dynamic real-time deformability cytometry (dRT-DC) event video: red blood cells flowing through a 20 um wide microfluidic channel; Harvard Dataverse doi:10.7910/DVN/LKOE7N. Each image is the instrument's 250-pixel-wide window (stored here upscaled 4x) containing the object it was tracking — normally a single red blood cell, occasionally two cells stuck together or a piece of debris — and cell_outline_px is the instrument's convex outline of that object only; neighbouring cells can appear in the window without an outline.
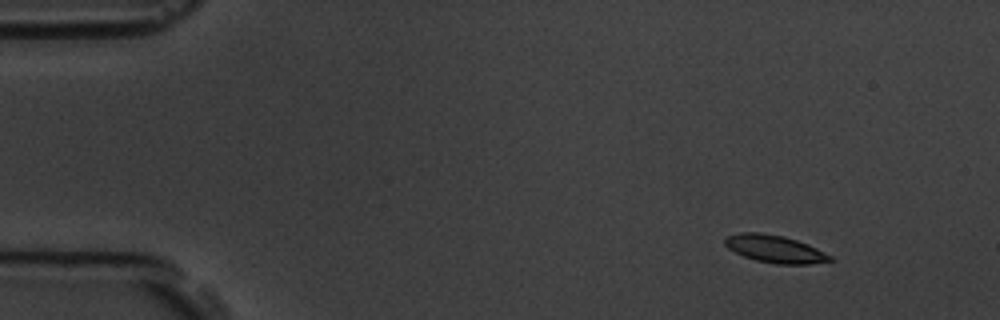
{"species": "common noctule bat (a hibernating species)", "species_latin": "Nyctalus noctula", "temperature_condition": "room temperature", "stored_images_in_passage": 5, "camera_frame_rate_fps": 3000, "um_per_image_px": 0.085, "animal": {"sex": "male", "body_mass_g": 19.5, "forearm_length_mm": 54.6}, "frame": {"image": 1, "passage_image": 1, "time_ms": 0.0, "image_size_px": [1000, 320], "cell_outline_px": [[832, 260], [808, 264], [776, 264], [756, 260], [744, 256], [728, 248], [724, 244], [724, 236], [740, 232], [760, 232], [784, 236], [808, 244], [832, 256]], "centroid_in_image_um": [65.82, 21.14], "position_along_channel_um": 19.2, "area_um2": 16.82}}
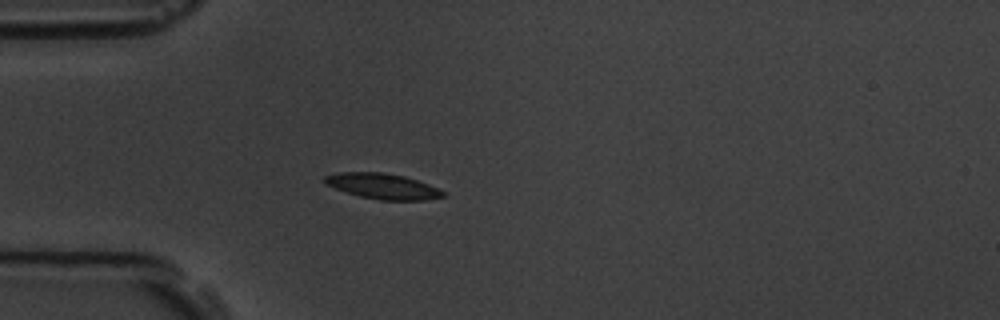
{"frame": {"image": 2, "passage_image": 4, "time_ms": 3.333, "image_size_px": [1000, 320], "cell_outline_px": [[448, 196], [424, 200], [380, 200], [360, 196], [336, 188], [328, 184], [324, 180], [324, 176], [336, 172], [380, 172], [404, 176], [428, 184], [444, 192]], "centroid_in_image_um": [32.55, 15.82], "position_along_channel_um": 52.4, "area_um2": 17.34}}